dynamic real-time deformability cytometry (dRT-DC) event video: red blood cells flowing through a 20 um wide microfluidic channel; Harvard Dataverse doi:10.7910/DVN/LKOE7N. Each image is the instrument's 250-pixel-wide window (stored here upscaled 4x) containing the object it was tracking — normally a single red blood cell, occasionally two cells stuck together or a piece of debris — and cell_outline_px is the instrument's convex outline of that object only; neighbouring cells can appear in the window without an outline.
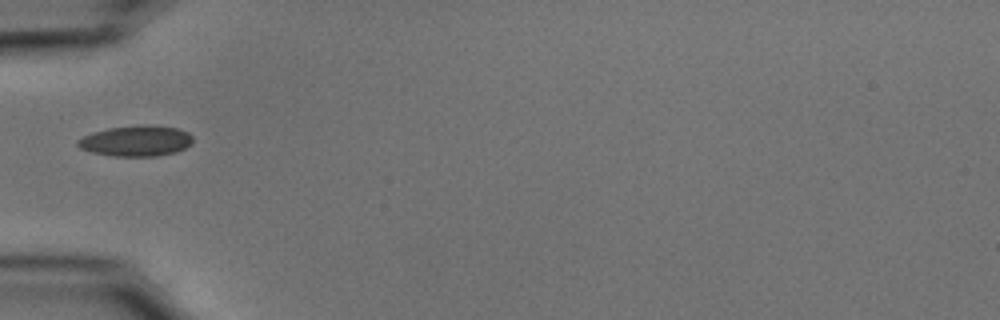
{"species": "common noctule bat (a hibernating species)", "species_latin": "Nyctalus noctula", "temperature_condition": "cold", "stored_images_in_passage": 7, "camera_frame_rate_fps": 3000, "um_per_image_px": 0.085, "animal": {"sex": "male", "body_mass_g": 15.6}, "frame": {"image": 1, "passage_image": 1, "time_ms": 0.0, "image_size_px": [1000, 320], "cell_outline_px": [[192, 144], [176, 152], [156, 156], [112, 156], [92, 152], [80, 148], [76, 144], [76, 140], [92, 132], [108, 128], [144, 124], [152, 124], [180, 128], [188, 132], [192, 136]], "centroid_in_image_um": [11.58, 11.96], "position_along_channel_um": 73.4, "area_um2": 20.87}}